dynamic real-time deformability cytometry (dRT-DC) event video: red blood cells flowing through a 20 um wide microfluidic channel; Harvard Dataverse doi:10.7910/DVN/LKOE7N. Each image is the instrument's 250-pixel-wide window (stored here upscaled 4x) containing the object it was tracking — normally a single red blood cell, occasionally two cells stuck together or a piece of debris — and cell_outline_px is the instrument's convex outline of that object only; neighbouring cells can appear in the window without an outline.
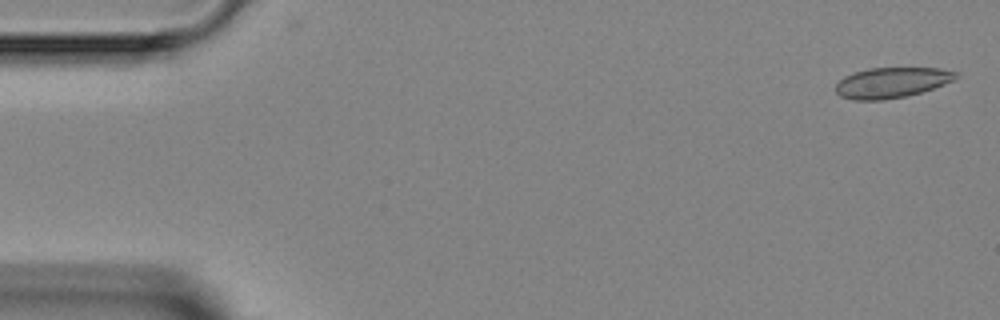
{"species": "Egyptian fruit bat (a non-hibernating species)", "species_latin": "Rousettus aegyptiacus", "temperature_condition": "room temperature", "stored_images_in_passage": 5, "camera_frame_rate_fps": 3000, "um_per_image_px": 0.085, "animal": {"sex": "female"}, "frame": {"image": 1, "passage_image": 1, "time_ms": 0.0, "image_size_px": [1000, 320], "cell_outline_px": [[960, 76], [956, 80], [920, 92], [904, 96], [884, 100], [852, 100], [840, 96], [836, 92], [836, 84], [844, 76], [852, 72], [868, 68], [940, 68], [960, 72]], "centroid_in_image_um": [75.81, 7.01], "position_along_channel_um": 9.2, "area_um2": 21.5}}
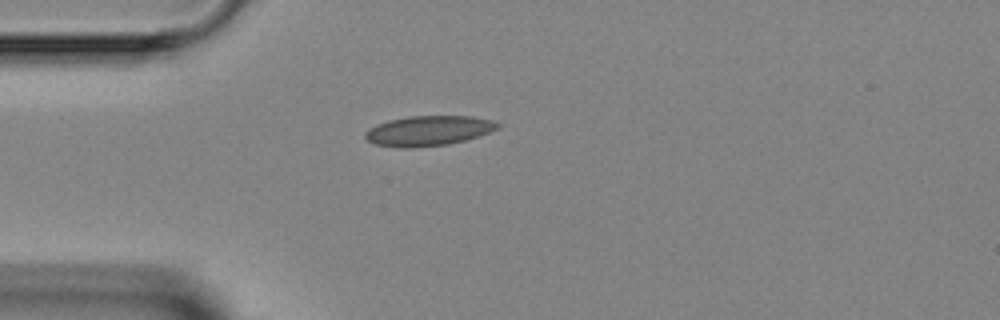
{"frame": {"image": 2, "passage_image": 4, "time_ms": 3.667, "image_size_px": [1000, 320], "cell_outline_px": [[500, 128], [464, 140], [448, 144], [412, 148], [400, 148], [376, 144], [368, 140], [364, 136], [364, 132], [368, 128], [376, 124], [388, 120], [408, 116], [472, 116], [496, 120], [500, 124]], "centroid_in_image_um": [36.41, 11.1], "position_along_channel_um": 48.6, "area_um2": 23.29}}
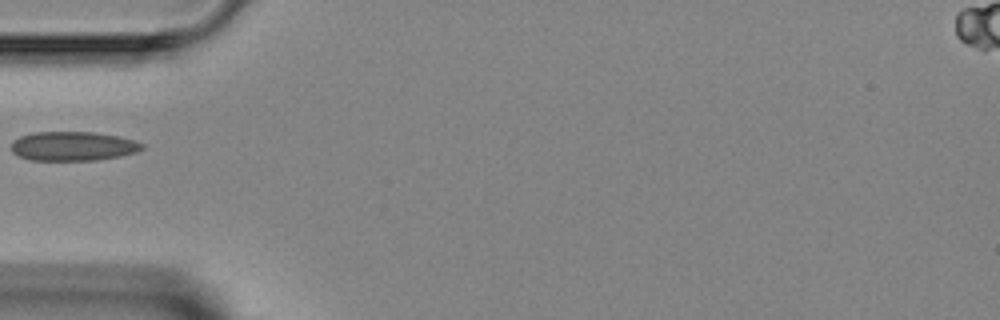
{"frame": {"image": 3, "passage_image": 5, "time_ms": 4.667, "image_size_px": [1000, 320], "cell_outline_px": [[144, 148], [136, 152], [120, 156], [96, 160], [32, 160], [20, 156], [12, 152], [12, 140], [20, 136], [32, 132], [92, 132], [116, 136], [136, 140], [144, 144]], "centroid_in_image_um": [6.21, 12.42], "position_along_channel_um": 78.8, "area_um2": 22.25}}